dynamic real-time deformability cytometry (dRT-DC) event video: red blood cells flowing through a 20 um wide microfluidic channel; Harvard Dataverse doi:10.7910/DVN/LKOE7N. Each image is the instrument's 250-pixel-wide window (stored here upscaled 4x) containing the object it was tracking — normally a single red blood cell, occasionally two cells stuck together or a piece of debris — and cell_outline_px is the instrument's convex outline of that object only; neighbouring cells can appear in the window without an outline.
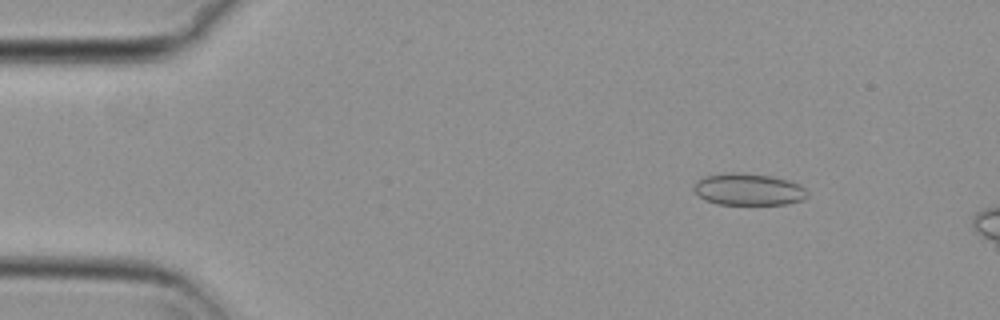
{"species": "common noctule bat (a hibernating species)", "species_latin": "Nyctalus noctula", "temperature_condition": "cold", "stored_images_in_passage": 14, "camera_frame_rate_fps": 3000, "um_per_image_px": 0.085, "animal": {"sex": "female", "body_mass_g": 29.2, "forearm_length_mm": 56.3}, "frame": {"image": 1, "passage_image": 7, "time_ms": 2.0, "image_size_px": [1000, 320], "cell_outline_px": [[808, 196], [804, 200], [788, 204], [720, 204], [704, 200], [692, 188], [704, 176], [732, 172], [772, 176], [788, 180], [800, 184], [808, 192]], "centroid_in_image_um": [63.67, 16.11], "position_along_channel_um": 21.3, "area_um2": 20.98}}